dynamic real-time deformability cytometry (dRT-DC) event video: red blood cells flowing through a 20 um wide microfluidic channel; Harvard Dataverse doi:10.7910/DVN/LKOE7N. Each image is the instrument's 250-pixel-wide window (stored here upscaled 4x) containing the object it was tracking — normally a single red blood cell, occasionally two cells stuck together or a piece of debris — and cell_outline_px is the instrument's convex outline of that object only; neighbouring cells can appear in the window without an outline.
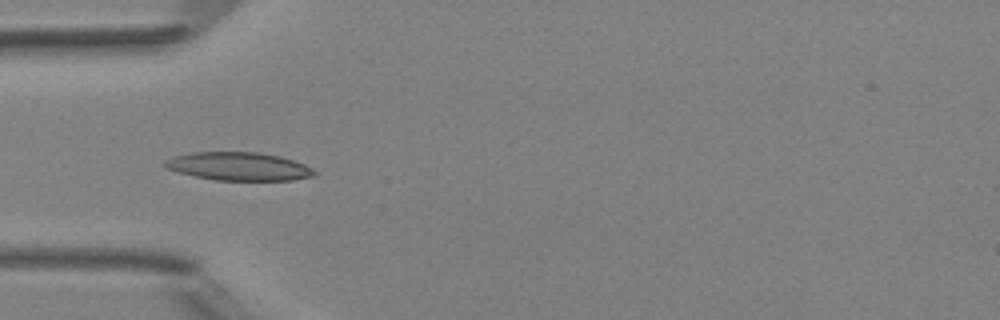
{"species": "Egyptian fruit bat (a non-hibernating species)", "species_latin": "Rousettus aegyptiacus", "temperature_condition": "room temperature", "stored_images_in_passage": 6, "camera_frame_rate_fps": 3000, "um_per_image_px": 0.085, "animal": {"sex": "female"}, "frame": {"image": 1, "passage_image": 4, "time_ms": 4.333, "image_size_px": [1000, 320], "cell_outline_px": [[316, 172], [312, 176], [292, 180], [216, 180], [196, 176], [180, 172], [168, 168], [164, 164], [164, 160], [176, 156], [192, 152], [260, 152], [280, 156], [304, 164], [312, 168]], "centroid_in_image_um": [20.31, 14.13], "position_along_channel_um": 64.7, "area_um2": 24.28}}
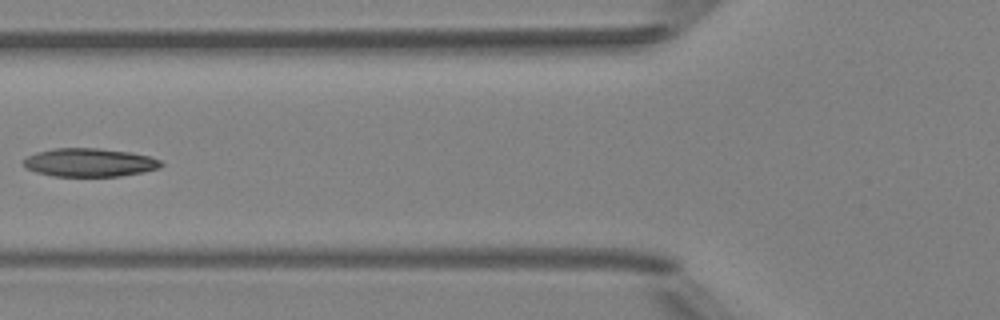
{"frame": {"image": 2, "passage_image": 5, "time_ms": 5.667, "image_size_px": [1000, 320], "cell_outline_px": [[164, 164], [160, 168], [144, 172], [120, 176], [52, 176], [36, 172], [24, 168], [24, 160], [28, 156], [36, 152], [52, 148], [96, 148], [128, 152], [148, 156], [160, 160]], "centroid_in_image_um": [7.6, 13.81], "position_along_channel_um": 118.2, "area_um2": 22.77}}
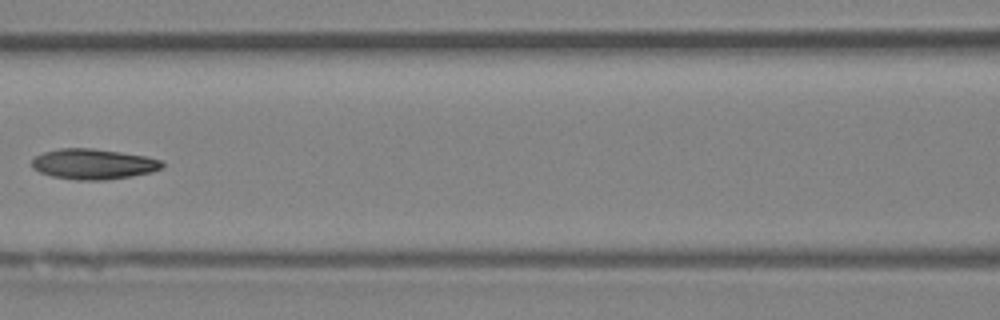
{"frame": {"image": 3, "passage_image": 6, "time_ms": 6.667, "image_size_px": [1000, 320], "cell_outline_px": [[164, 168], [152, 172], [132, 176], [104, 180], [76, 180], [52, 176], [40, 172], [32, 168], [32, 160], [36, 156], [44, 152], [60, 148], [92, 148], [120, 152], [144, 156], [160, 160], [164, 164]], "centroid_in_image_um": [7.94, 13.95], "position_along_channel_um": 158.7, "area_um2": 23.06}}